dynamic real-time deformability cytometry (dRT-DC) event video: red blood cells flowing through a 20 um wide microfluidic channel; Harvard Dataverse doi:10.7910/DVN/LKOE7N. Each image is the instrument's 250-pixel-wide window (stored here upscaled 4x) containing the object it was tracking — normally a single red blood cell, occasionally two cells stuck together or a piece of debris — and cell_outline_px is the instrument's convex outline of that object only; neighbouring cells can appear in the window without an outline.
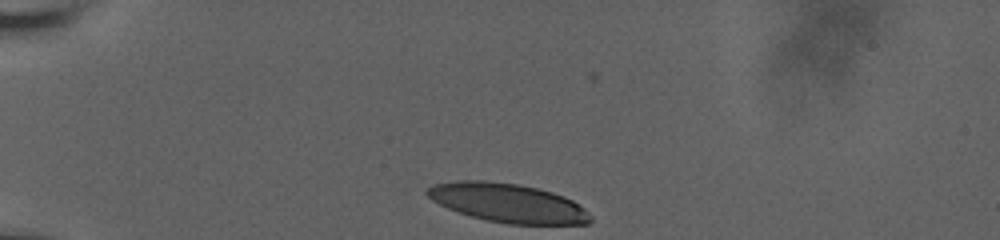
{"species": "human", "species_latin": "Homo sapiens", "temperature_condition": "room temperature", "stored_images_in_passage": 36, "camera_frame_rate_fps": 3000, "um_per_image_px": 0.085, "donor": {"sex": "male"}, "frame": {"image": 1, "passage_image": 1, "time_ms": 0.0, "image_size_px": [1000, 240], "cell_outline_px": [[592, 220], [588, 224], [508, 224], [488, 220], [472, 216], [448, 208], [432, 200], [424, 192], [432, 184], [456, 180], [484, 180], [516, 184], [536, 188], [552, 192], [564, 196], [572, 200], [584, 208], [592, 216]], "centroid_in_image_um": [43.17, 17.24], "position_along_channel_um": 41.8, "area_um2": 36.88}}
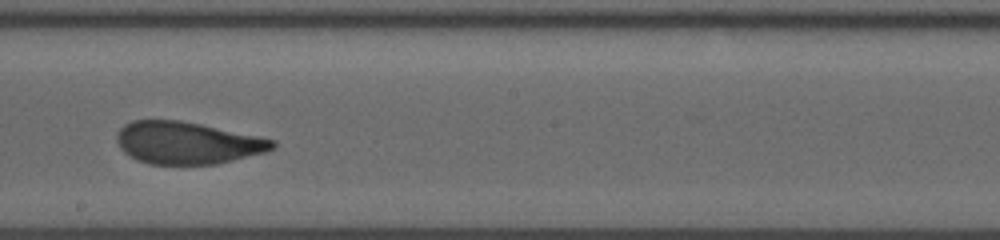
{"frame": {"image": 2, "passage_image": 21, "time_ms": 6.667, "image_size_px": [1000, 240], "cell_outline_px": [[276, 144], [272, 148], [264, 152], [216, 164], [148, 164], [136, 160], [128, 156], [120, 148], [116, 140], [116, 136], [120, 128], [124, 124], [132, 120], [180, 120], [200, 124], [276, 140]], "centroid_in_image_um": [15.85, 12.14], "position_along_channel_um": 232.3, "area_um2": 38.15}}
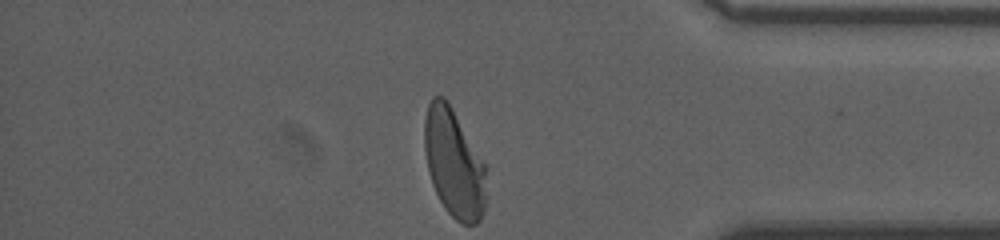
{"frame": {"image": 3, "passage_image": 36, "time_ms": 11.667, "image_size_px": [1000, 240], "cell_outline_px": [[484, 212], [480, 220], [476, 224], [464, 224], [456, 220], [444, 208], [432, 184], [428, 172], [424, 148], [424, 120], [428, 104], [432, 96], [444, 96], [452, 108], [484, 164]], "centroid_in_image_um": [38.53, 13.87], "position_along_channel_um": 396.7, "area_um2": 38.44}, "authors_computed_cell_mechanics": {"area_um2": 39.015, "velocity_mm_per_s": 3.6519, "shape_relaxation_time_tau1_ms": 5.2603, "shape_relaxation_time_tau2_ms": 1.1666, "deformation_change_tau1": 0.1908, "deformation_change_tau2": 0.084}}